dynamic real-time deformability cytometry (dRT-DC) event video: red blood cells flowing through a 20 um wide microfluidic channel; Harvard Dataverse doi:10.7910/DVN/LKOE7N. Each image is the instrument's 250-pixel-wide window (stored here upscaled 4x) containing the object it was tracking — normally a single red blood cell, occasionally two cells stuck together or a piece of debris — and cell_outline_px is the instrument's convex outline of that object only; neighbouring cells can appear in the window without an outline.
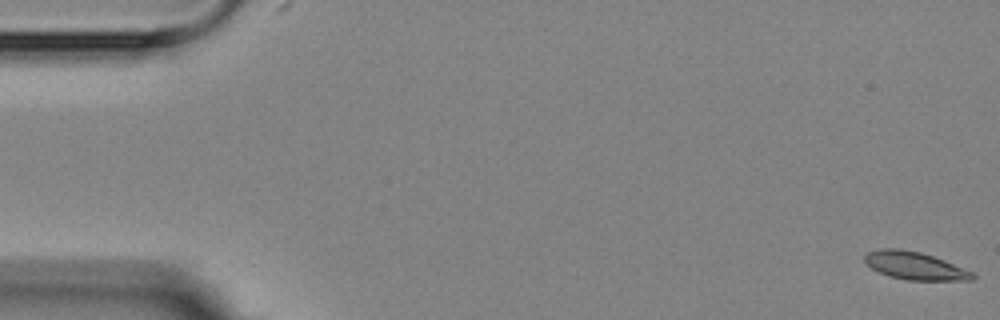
{"species": "Egyptian fruit bat (a non-hibernating species)", "species_latin": "Rousettus aegyptiacus", "temperature_condition": "room temperature", "stored_images_in_passage": 4, "camera_frame_rate_fps": 3000, "um_per_image_px": 0.085, "animal": {"sex": "female"}, "frame": {"image": 1, "passage_image": 1, "time_ms": 0.0, "image_size_px": [1000, 320], "cell_outline_px": [[976, 276], [972, 280], [908, 280], [888, 276], [872, 268], [864, 260], [864, 256], [868, 252], [880, 248], [900, 248], [920, 252], [944, 260], [972, 272]], "centroid_in_image_um": [77.74, 22.58], "position_along_channel_um": 7.3, "area_um2": 17.28}}